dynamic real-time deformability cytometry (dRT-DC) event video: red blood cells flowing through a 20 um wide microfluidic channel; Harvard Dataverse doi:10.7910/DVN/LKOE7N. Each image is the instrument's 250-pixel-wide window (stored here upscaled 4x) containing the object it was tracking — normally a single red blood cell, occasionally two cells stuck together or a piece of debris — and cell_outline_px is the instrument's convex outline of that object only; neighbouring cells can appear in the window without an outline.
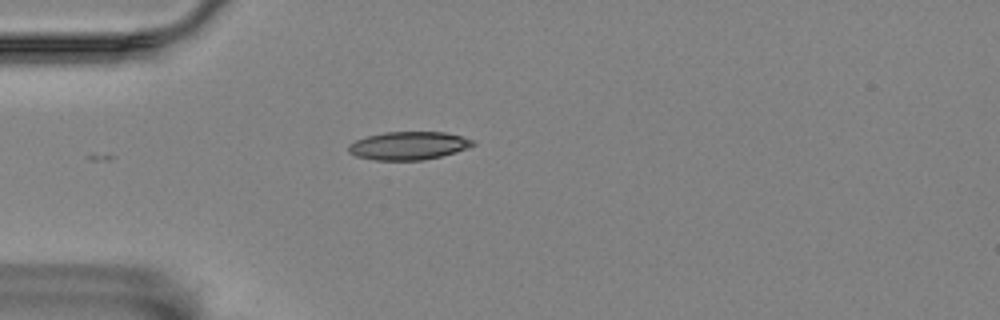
{"species": "Egyptian fruit bat (a non-hibernating species)", "species_latin": "Rousettus aegyptiacus", "temperature_condition": "room temperature", "stored_images_in_passage": 23, "camera_frame_rate_fps": 3000, "um_per_image_px": 0.085, "animal": {"sex": "female"}, "frame": {"image": 1, "passage_image": 1, "time_ms": 0.0, "image_size_px": [1000, 320], "cell_outline_px": [[476, 144], [468, 148], [456, 152], [424, 160], [376, 160], [356, 156], [348, 152], [348, 144], [356, 140], [368, 136], [384, 132], [444, 132], [460, 136], [472, 140]], "centroid_in_image_um": [34.71, 12.38], "position_along_channel_um": 50.3, "area_um2": 20.29}}
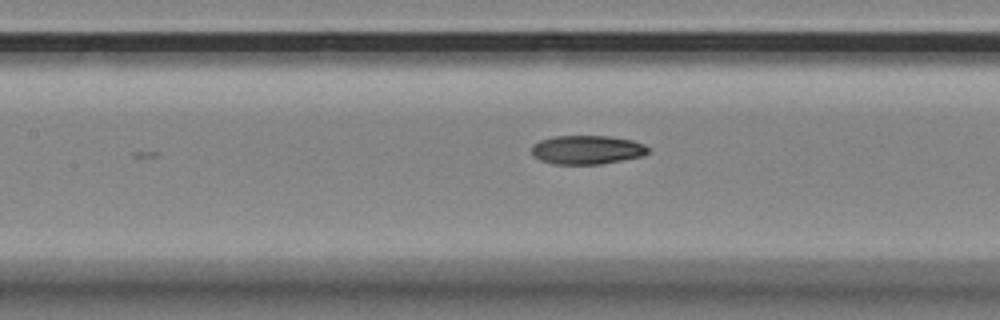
{"frame": {"image": 2, "passage_image": 11, "time_ms": 3.333, "image_size_px": [1000, 320], "cell_outline_px": [[652, 148], [644, 156], [600, 164], [552, 164], [540, 160], [532, 152], [532, 144], [540, 140], [552, 136], [608, 136], [632, 140], [644, 144]], "centroid_in_image_um": [49.92, 12.73], "position_along_channel_um": 157.5, "area_um2": 19.71}}
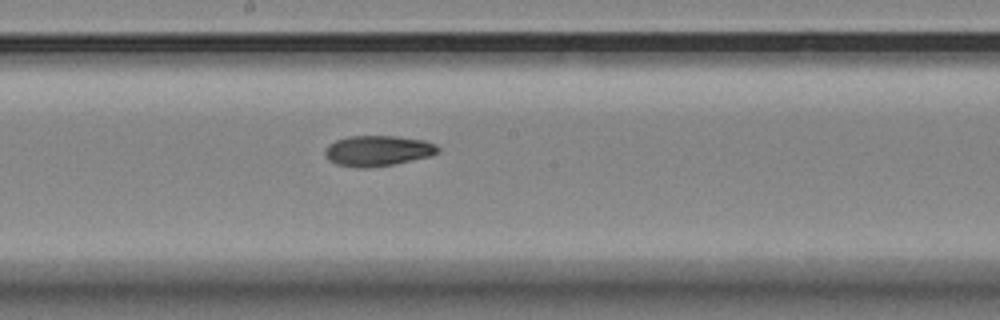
{"frame": {"image": 3, "passage_image": 16, "time_ms": 5.0, "image_size_px": [1000, 320], "cell_outline_px": [[440, 152], [432, 156], [392, 164], [364, 168], [356, 168], [336, 164], [324, 156], [324, 148], [328, 144], [336, 140], [348, 136], [396, 136], [424, 140], [436, 144], [440, 148]], "centroid_in_image_um": [32.11, 12.81], "position_along_channel_um": 216.1, "area_um2": 20.29}}